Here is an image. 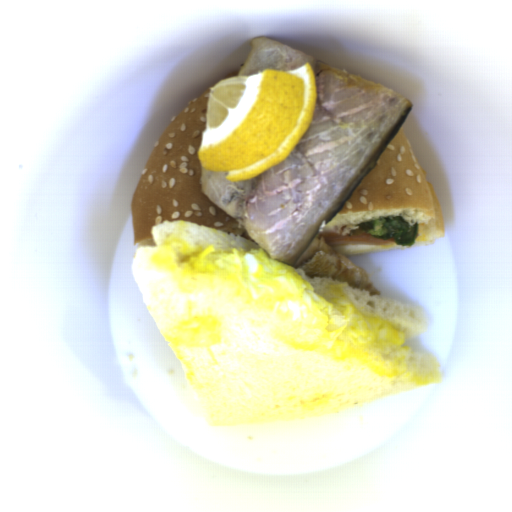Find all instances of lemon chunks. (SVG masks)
Segmentation results:
<instances>
[{
  "instance_id": "lemon-chunks-1",
  "label": "lemon chunks",
  "mask_w": 512,
  "mask_h": 512,
  "mask_svg": "<svg viewBox=\"0 0 512 512\" xmlns=\"http://www.w3.org/2000/svg\"><path fill=\"white\" fill-rule=\"evenodd\" d=\"M316 74L308 61L294 70L265 69L210 87L198 151L202 169L226 171L231 182L264 174L299 143L316 113Z\"/></svg>"
}]
</instances>
